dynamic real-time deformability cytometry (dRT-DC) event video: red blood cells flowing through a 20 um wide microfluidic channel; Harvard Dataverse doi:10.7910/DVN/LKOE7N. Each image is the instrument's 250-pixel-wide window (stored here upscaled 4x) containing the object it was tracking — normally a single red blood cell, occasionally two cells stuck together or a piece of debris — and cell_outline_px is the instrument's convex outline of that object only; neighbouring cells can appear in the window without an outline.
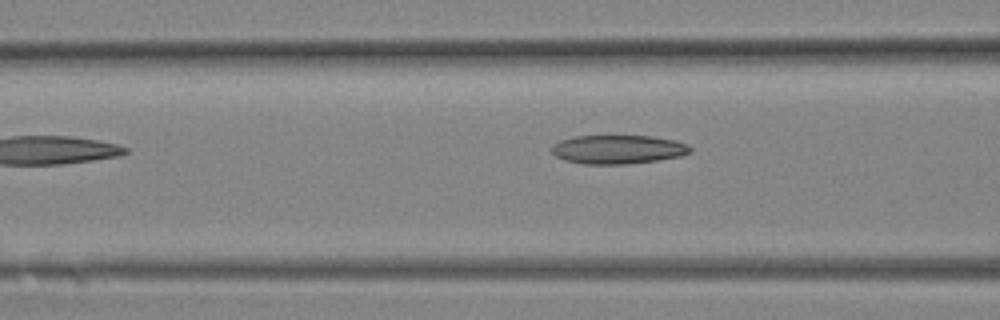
{"species": "Egyptian fruit bat (a non-hibernating species)", "species_latin": "Rousettus aegyptiacus", "temperature_condition": "room temperature", "stored_images_in_passage": 11, "camera_frame_rate_fps": 3000, "um_per_image_px": 0.085, "animal": {"sex": "female"}, "frame": {"image": 1, "passage_image": 11, "time_ms": 3.333, "image_size_px": [1000, 320], "cell_outline_px": [[692, 152], [680, 156], [656, 160], [628, 164], [584, 164], [564, 160], [556, 156], [552, 152], [552, 144], [560, 140], [576, 136], [652, 136], [676, 140], [688, 144], [692, 148]], "centroid_in_image_um": [52.54, 12.7], "position_along_channel_um": 114.1, "area_um2": 23.35}}